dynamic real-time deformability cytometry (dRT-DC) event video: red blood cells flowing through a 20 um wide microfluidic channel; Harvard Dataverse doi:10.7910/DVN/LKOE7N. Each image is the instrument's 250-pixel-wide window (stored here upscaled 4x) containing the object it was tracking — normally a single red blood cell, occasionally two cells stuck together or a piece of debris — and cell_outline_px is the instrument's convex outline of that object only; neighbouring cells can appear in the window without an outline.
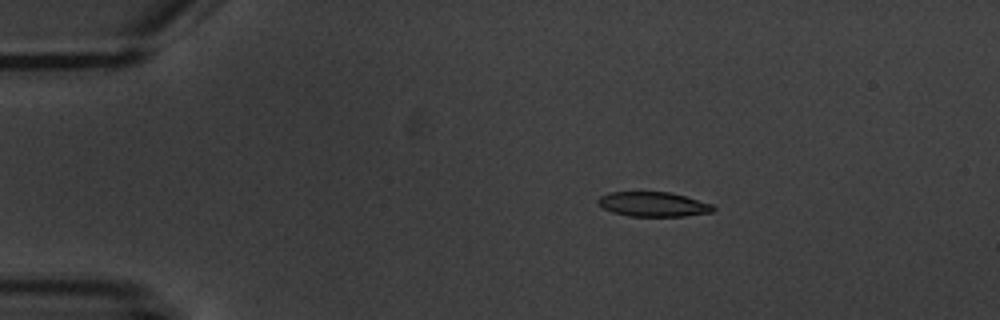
{"species": "common noctule bat (a hibernating species)", "species_latin": "Nyctalus noctula", "temperature_condition": "warm", "stored_images_in_passage": 6, "camera_frame_rate_fps": 3000, "um_per_image_px": 0.085, "animal": {"sex": "male", "body_mass_g": 20.1, "forearm_length_mm": 53.5}, "frame": {"image": 1, "passage_image": 4, "time_ms": 3.333, "image_size_px": [1000, 320], "cell_outline_px": [[716, 208], [712, 212], [684, 216], [628, 216], [612, 212], [596, 204], [596, 200], [600, 196], [608, 192], [668, 192], [684, 196], [712, 204]], "centroid_in_image_um": [55.48, 17.36], "position_along_channel_um": 29.5, "area_um2": 16.53}}